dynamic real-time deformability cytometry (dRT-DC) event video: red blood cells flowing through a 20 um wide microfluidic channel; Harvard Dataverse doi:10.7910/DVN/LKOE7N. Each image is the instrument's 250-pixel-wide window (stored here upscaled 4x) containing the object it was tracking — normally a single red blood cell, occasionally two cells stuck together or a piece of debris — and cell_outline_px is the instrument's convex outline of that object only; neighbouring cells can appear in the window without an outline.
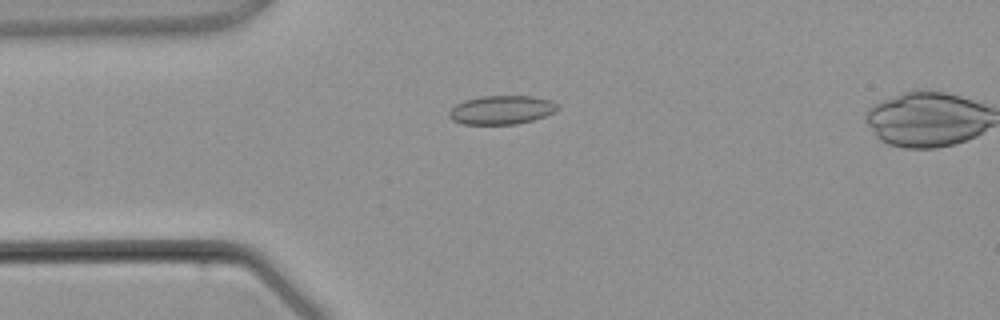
{"species": "common noctule bat (a hibernating species)", "species_latin": "Nyctalus noctula", "temperature_condition": "warm", "stored_images_in_passage": 3, "camera_frame_rate_fps": 3000, "um_per_image_px": 0.085, "animal": {"sex": "male", "body_mass_g": 21.5, "forearm_length_mm": 52.0}, "frame": {"image": 1, "passage_image": 2, "time_ms": 1.0, "image_size_px": [1000, 320], "cell_outline_px": [[556, 108], [552, 112], [544, 116], [532, 120], [516, 124], [464, 124], [452, 120], [448, 116], [448, 112], [456, 104], [464, 100], [480, 96], [532, 96], [552, 100], [556, 104]], "centroid_in_image_um": [42.58, 9.34], "position_along_channel_um": 42.4, "area_um2": 18.03}}